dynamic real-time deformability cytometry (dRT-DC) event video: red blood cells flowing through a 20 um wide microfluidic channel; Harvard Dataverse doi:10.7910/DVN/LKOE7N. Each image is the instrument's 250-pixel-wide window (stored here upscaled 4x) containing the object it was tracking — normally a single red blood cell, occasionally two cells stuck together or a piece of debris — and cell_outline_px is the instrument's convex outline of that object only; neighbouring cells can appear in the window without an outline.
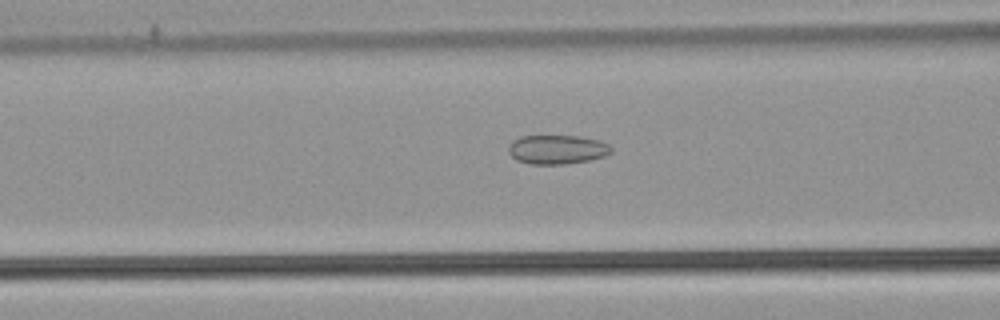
{"species": "common noctule bat (a hibernating species)", "species_latin": "Nyctalus noctula", "temperature_condition": "warm", "stored_images_in_passage": 35, "camera_frame_rate_fps": 3000, "um_per_image_px": 0.085, "animal": {"sex": "male", "body_mass_g": 21.5, "forearm_length_mm": 52.0}, "frame": {"image": 1, "passage_image": 4, "time_ms": 1.0, "image_size_px": [1000, 320], "cell_outline_px": [[612, 152], [604, 156], [588, 160], [564, 164], [532, 164], [516, 160], [508, 152], [508, 148], [512, 140], [520, 136], [580, 136], [600, 140], [608, 144], [612, 148]], "centroid_in_image_um": [47.35, 12.7], "position_along_channel_um": 119.3, "area_um2": 17.46}}
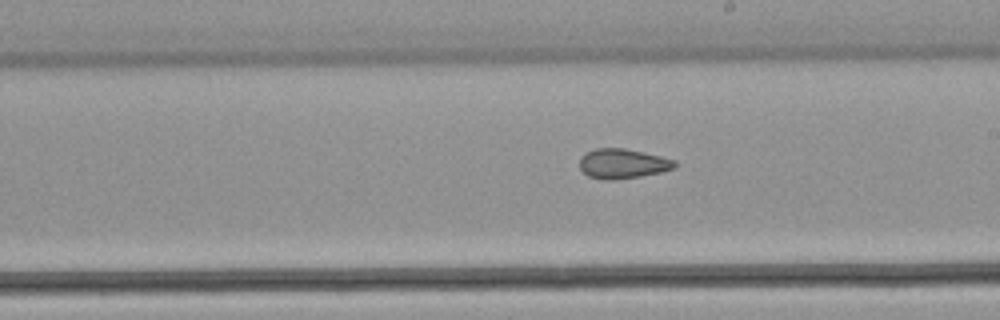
{"frame": {"image": 2, "passage_image": 13, "time_ms": 4.0, "image_size_px": [1000, 320], "cell_outline_px": [[676, 168], [660, 172], [640, 176], [612, 180], [608, 180], [588, 176], [580, 168], [580, 156], [596, 148], [624, 148], [644, 152], [676, 160]], "centroid_in_image_um": [52.94, 13.9], "position_along_channel_um": 236.1, "area_um2": 16.42}}
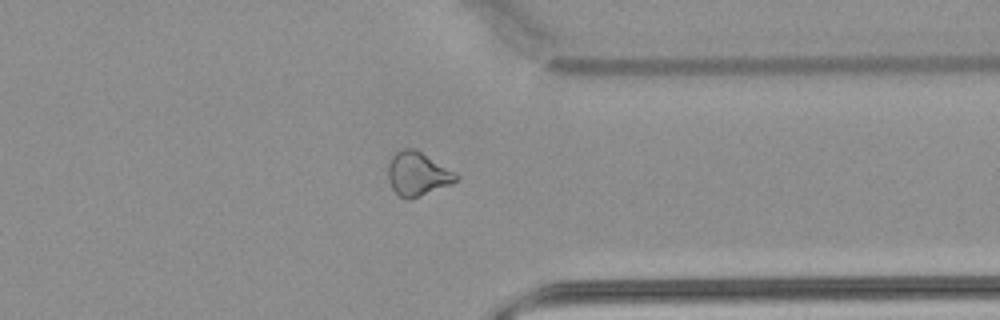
{"frame": {"image": 3, "passage_image": 24, "time_ms": 7.667, "image_size_px": [1000, 320], "cell_outline_px": [[460, 176], [456, 180], [448, 184], [420, 196], [408, 200], [404, 200], [392, 188], [388, 180], [388, 164], [392, 156], [400, 148], [416, 148], [456, 172]], "centroid_in_image_um": [35.47, 14.75], "position_along_channel_um": 375.9, "area_um2": 17.4}}